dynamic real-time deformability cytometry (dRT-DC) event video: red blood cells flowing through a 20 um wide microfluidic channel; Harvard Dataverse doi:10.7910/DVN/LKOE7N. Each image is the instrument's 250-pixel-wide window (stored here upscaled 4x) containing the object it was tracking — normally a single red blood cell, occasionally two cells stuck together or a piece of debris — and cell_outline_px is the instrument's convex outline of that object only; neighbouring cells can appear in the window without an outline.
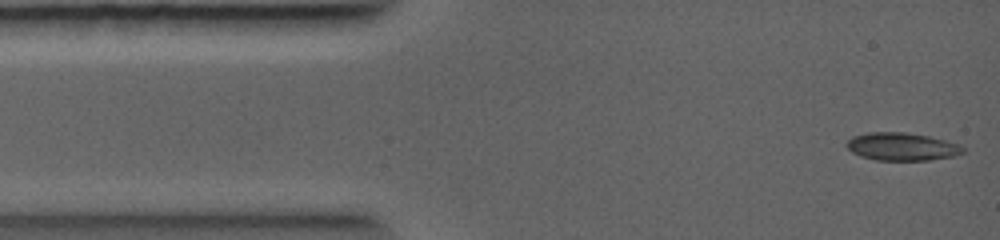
{"species": "common noctule bat (a hibernating species)", "species_latin": "Nyctalus noctula", "temperature_condition": "warm", "stored_images_in_passage": 32, "camera_frame_rate_fps": 5000, "um_per_image_px": 0.085, "animal": {"sex": "female", "body_mass_g": 19.0, "forearm_length_mm": 56.7}, "frame": {"image": 1, "passage_image": 1, "time_ms": 0.0, "image_size_px": [1000, 240], "cell_outline_px": [[964, 152], [956, 156], [928, 160], [876, 160], [860, 156], [852, 152], [844, 144], [852, 136], [868, 132], [908, 132], [928, 136], [944, 140], [956, 144], [964, 148]], "centroid_in_image_um": [76.62, 12.46], "position_along_channel_um": 8.4, "area_um2": 18.9}}
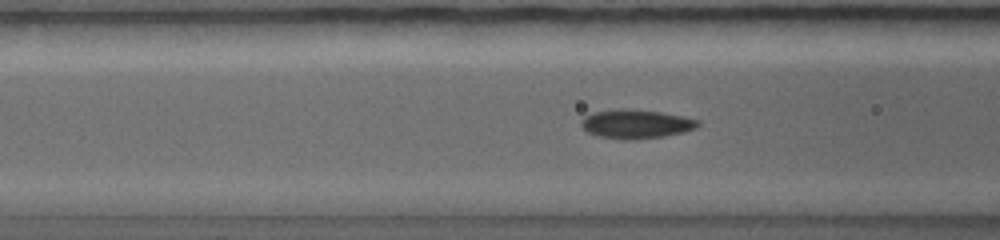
{"frame": {"image": 2, "passage_image": 18, "time_ms": 2.8, "image_size_px": [1000, 240], "cell_outline_px": [[700, 124], [696, 128], [684, 132], [664, 136], [632, 140], [624, 140], [596, 136], [588, 132], [580, 124], [580, 120], [584, 116], [592, 112], [616, 108], [624, 108], [660, 112], [684, 116], [700, 120]], "centroid_in_image_um": [54.04, 10.53], "position_along_channel_um": 112.6, "area_um2": 20.0}}
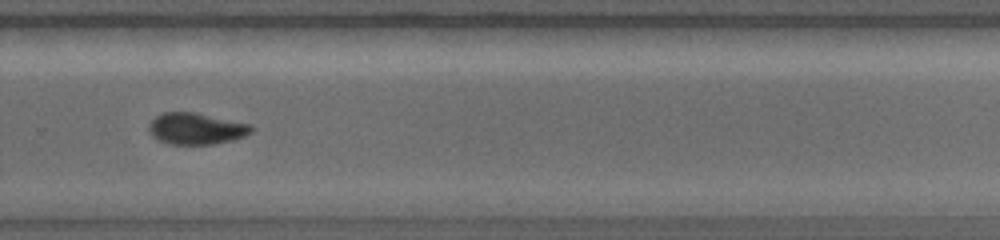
{"frame": {"image": 3, "passage_image": 29, "time_ms": 6.0, "image_size_px": [1000, 240], "cell_outline_px": [[252, 132], [244, 136], [232, 140], [216, 144], [172, 144], [160, 140], [152, 136], [148, 132], [148, 124], [156, 116], [164, 112], [196, 112], [252, 124]], "centroid_in_image_um": [16.68, 10.92], "position_along_channel_um": 313.1, "area_um2": 18.9}}